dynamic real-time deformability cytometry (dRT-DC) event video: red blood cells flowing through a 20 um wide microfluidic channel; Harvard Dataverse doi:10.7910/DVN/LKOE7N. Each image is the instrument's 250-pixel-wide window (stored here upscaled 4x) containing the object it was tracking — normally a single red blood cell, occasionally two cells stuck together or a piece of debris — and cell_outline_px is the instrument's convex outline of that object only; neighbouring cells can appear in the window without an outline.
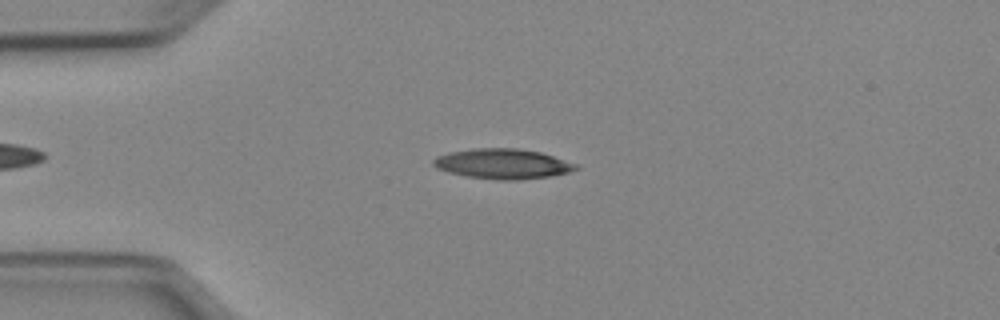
{"species": "Egyptian fruit bat (a non-hibernating species)", "species_latin": "Rousettus aegyptiacus", "temperature_condition": "cold", "stored_images_in_passage": 41, "camera_frame_rate_fps": 3000, "um_per_image_px": 0.085, "animal": {"sex": "female"}, "frame": {"image": 1, "passage_image": 7, "time_ms": 2.0, "image_size_px": [1000, 320], "cell_outline_px": [[580, 168], [568, 172], [548, 176], [520, 180], [500, 180], [468, 176], [448, 172], [436, 168], [432, 164], [432, 160], [436, 156], [448, 152], [472, 148], [516, 148], [540, 152], [576, 164]], "centroid_in_image_um": [42.68, 13.92], "position_along_channel_um": 42.3, "area_um2": 24.85}}
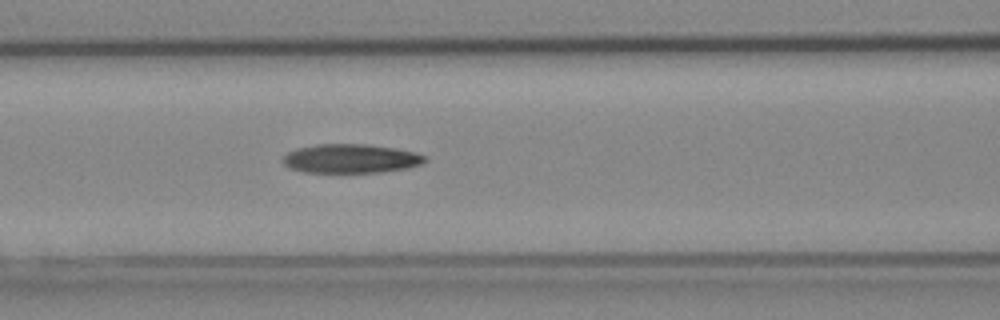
{"frame": {"image": 2, "passage_image": 16, "time_ms": 5.0, "image_size_px": [1000, 320], "cell_outline_px": [[428, 160], [420, 164], [408, 168], [380, 172], [304, 172], [288, 168], [284, 164], [284, 156], [288, 152], [296, 148], [316, 144], [364, 144], [392, 148], [416, 152], [428, 156]], "centroid_in_image_um": [29.83, 13.48], "position_along_channel_um": 136.8, "area_um2": 23.99}}
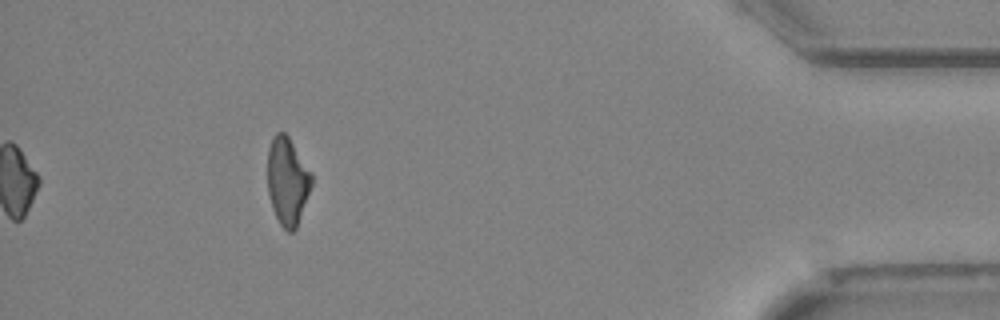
{"frame": {"image": 3, "passage_image": 41, "time_ms": 13.333, "image_size_px": [1000, 320], "cell_outline_px": [[312, 184], [296, 228], [292, 232], [288, 232], [280, 224], [272, 208], [268, 192], [268, 148], [272, 136], [276, 132], [284, 132], [288, 136], [312, 172]], "centroid_in_image_um": [24.43, 15.37], "position_along_channel_um": 410.8, "area_um2": 22.43}, "authors_computed_cell_mechanics": {"area_um2": 24.0448, "velocity_mm_per_s": 3.9665, "shape_relaxation_time_tau1_ms": 9.815, "shape_relaxation_time_tau2_ms": 6.5869, "deformation_change_tau1": 0.2382, "deformation_change_tau2": 0.1683}}